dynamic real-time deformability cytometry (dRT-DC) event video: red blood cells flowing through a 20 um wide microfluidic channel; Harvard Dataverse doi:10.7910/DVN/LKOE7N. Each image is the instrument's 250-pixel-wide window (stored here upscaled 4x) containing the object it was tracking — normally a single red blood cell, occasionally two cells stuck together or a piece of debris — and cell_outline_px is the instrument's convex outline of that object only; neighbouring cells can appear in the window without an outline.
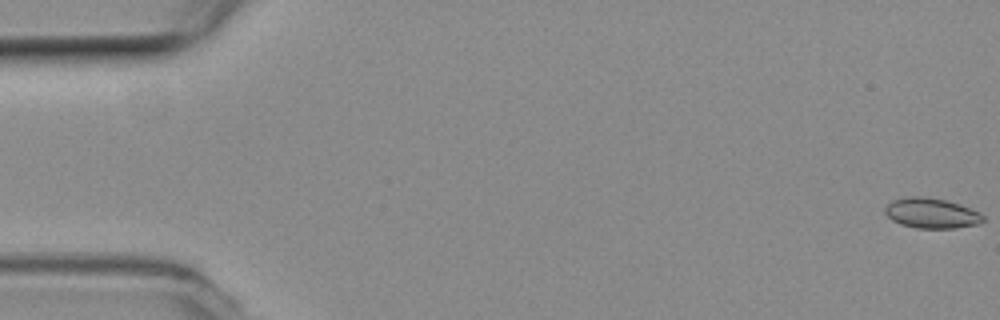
{"species": "common noctule bat (a hibernating species)", "species_latin": "Nyctalus noctula", "temperature_condition": "room temperature", "stored_images_in_passage": 4, "camera_frame_rate_fps": 3000, "um_per_image_px": 0.085, "animal": {"sex": "female", "body_mass_g": 19.3, "forearm_length_mm": 54.1}, "frame": {"image": 1, "passage_image": 1, "time_ms": 0.0, "image_size_px": [1000, 320], "cell_outline_px": [[984, 220], [980, 224], [956, 228], [916, 228], [900, 224], [892, 220], [884, 212], [884, 208], [892, 200], [908, 196], [928, 196], [960, 204], [980, 212], [984, 216]], "centroid_in_image_um": [79.18, 18.12], "position_along_channel_um": 5.8, "area_um2": 17.46}}